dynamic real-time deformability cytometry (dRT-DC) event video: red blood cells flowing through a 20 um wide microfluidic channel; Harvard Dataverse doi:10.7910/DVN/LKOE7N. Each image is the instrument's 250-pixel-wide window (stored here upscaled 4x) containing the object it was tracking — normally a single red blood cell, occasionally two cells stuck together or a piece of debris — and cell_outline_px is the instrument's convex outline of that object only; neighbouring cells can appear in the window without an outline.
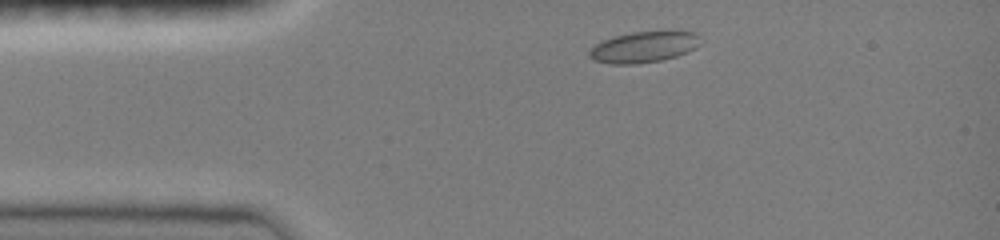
{"species": "common noctule bat (a hibernating species)", "species_latin": "Nyctalus noctula", "temperature_condition": "room temperature", "stored_images_in_passage": 5, "camera_frame_rate_fps": 3000, "um_per_image_px": 0.085, "animal": {"sex": "female", "body_mass_g": 19.0, "forearm_length_mm": 51.5}, "frame": {"image": 1, "passage_image": 2, "time_ms": 0.333, "image_size_px": [1000, 240], "cell_outline_px": [[700, 44], [696, 48], [676, 56], [660, 60], [636, 64], [612, 64], [592, 60], [588, 56], [588, 52], [596, 44], [612, 36], [632, 32], [668, 28], [672, 28], [696, 32], [700, 36]], "centroid_in_image_um": [54.79, 3.94], "position_along_channel_um": 30.2, "area_um2": 20.92}}
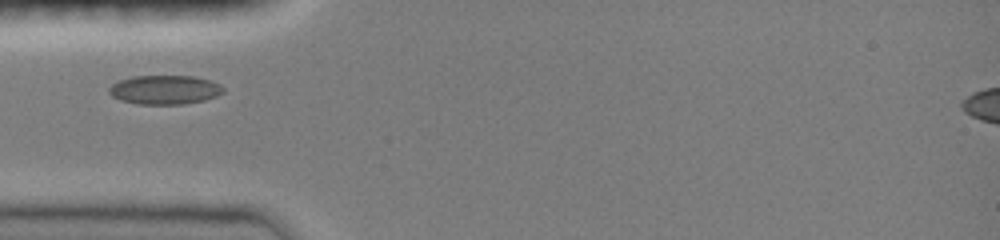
{"frame": {"image": 2, "passage_image": 4, "time_ms": 1.0, "image_size_px": [1000, 240], "cell_outline_px": [[224, 92], [216, 96], [204, 100], [184, 104], [136, 104], [120, 100], [112, 96], [108, 92], [108, 88], [112, 84], [120, 80], [132, 76], [192, 76], [212, 80], [220, 84], [224, 88]], "centroid_in_image_um": [14.0, 7.63], "position_along_channel_um": 71.0, "area_um2": 19.48}}